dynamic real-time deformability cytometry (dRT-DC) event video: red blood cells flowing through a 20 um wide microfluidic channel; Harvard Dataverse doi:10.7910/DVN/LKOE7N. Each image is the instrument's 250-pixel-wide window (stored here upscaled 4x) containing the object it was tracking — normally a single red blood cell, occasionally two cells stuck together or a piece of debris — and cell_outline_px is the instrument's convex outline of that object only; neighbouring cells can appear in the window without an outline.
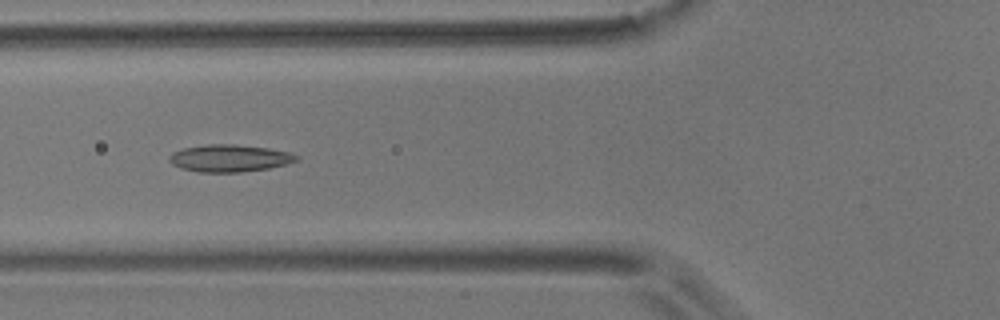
{"species": "common noctule bat (a hibernating species)", "species_latin": "Nyctalus noctula", "temperature_condition": "room temperature", "stored_images_in_passage": 10, "camera_frame_rate_fps": 3000, "um_per_image_px": 0.085, "animal": {"sex": "male", "body_mass_g": 17.9}, "frame": {"image": 1, "passage_image": 5, "time_ms": 1.333, "image_size_px": [1000, 320], "cell_outline_px": [[300, 156], [296, 160], [284, 164], [268, 168], [240, 172], [196, 172], [180, 168], [172, 164], [168, 160], [168, 156], [172, 152], [184, 148], [208, 144], [236, 144], [268, 148], [288, 152]], "centroid_in_image_um": [19.45, 13.44], "position_along_channel_um": 106.4, "area_um2": 20.11}}
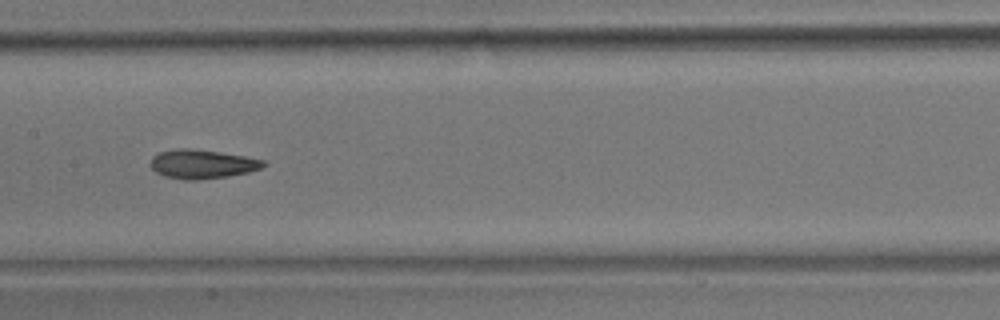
{"frame": {"image": 2, "passage_image": 7, "time_ms": 2.0, "image_size_px": [1000, 320], "cell_outline_px": [[268, 164], [260, 168], [248, 172], [228, 176], [200, 180], [184, 180], [164, 176], [156, 172], [152, 168], [152, 156], [160, 152], [180, 148], [188, 148], [220, 152], [244, 156], [264, 160]], "centroid_in_image_um": [17.2, 13.95], "position_along_channel_um": 190.2, "area_um2": 18.96}}
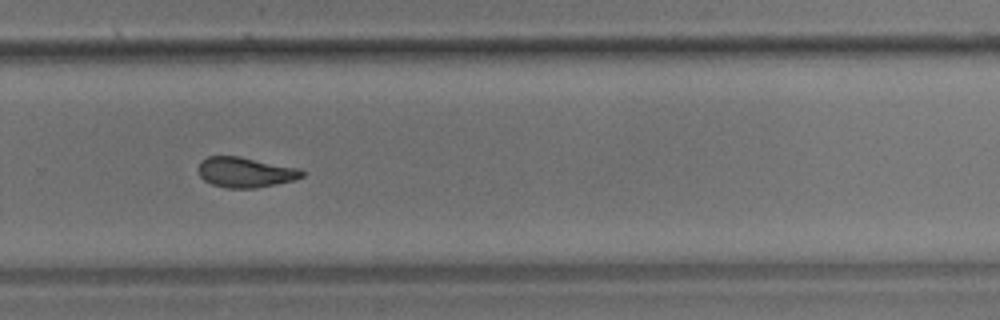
{"frame": {"image": 3, "passage_image": 10, "time_ms": 3.0, "image_size_px": [1000, 320], "cell_outline_px": [[308, 172], [304, 176], [296, 180], [256, 188], [228, 188], [212, 184], [204, 180], [200, 176], [196, 168], [200, 160], [208, 156], [240, 156], [300, 168]], "centroid_in_image_um": [20.88, 14.63], "position_along_channel_um": 308.9, "area_um2": 18.67}}